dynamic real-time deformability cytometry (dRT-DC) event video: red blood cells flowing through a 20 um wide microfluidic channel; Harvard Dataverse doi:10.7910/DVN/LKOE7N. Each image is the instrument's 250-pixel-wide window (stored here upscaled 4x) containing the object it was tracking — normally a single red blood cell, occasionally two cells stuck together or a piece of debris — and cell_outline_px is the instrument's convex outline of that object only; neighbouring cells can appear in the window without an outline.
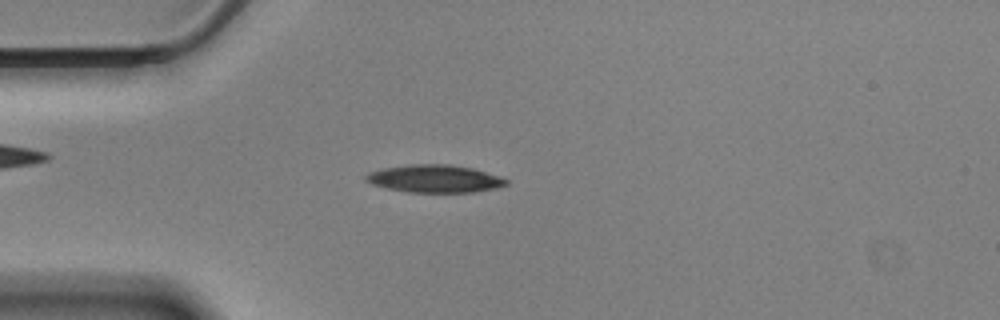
{"species": "Egyptian fruit bat (a non-hibernating species)", "species_latin": "Rousettus aegyptiacus", "temperature_condition": "cold", "stored_images_in_passage": 56, "camera_frame_rate_fps": 3000, "um_per_image_px": 0.085, "animal": {"sex": "male"}, "frame": {"image": 1, "passage_image": 14, "time_ms": 4.333, "image_size_px": [1000, 320], "cell_outline_px": [[508, 184], [496, 188], [472, 192], [408, 192], [388, 188], [372, 184], [364, 180], [364, 176], [368, 172], [384, 168], [412, 164], [452, 164], [472, 168], [500, 176], [508, 180]], "centroid_in_image_um": [36.95, 15.18], "position_along_channel_um": 48.1, "area_um2": 22.6}}
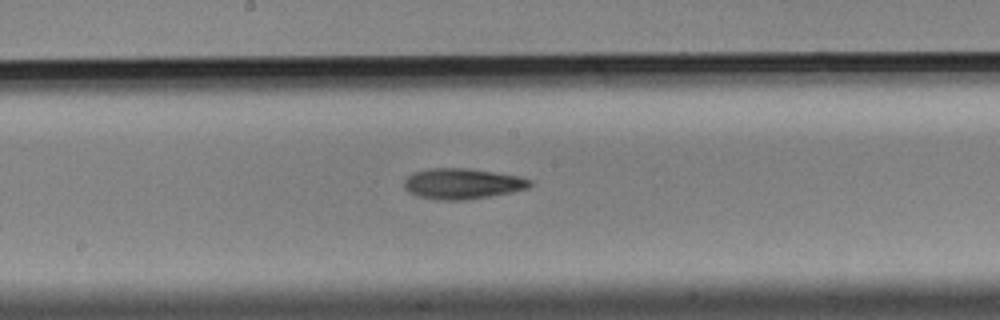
{"frame": {"image": 2, "passage_image": 29, "time_ms": 9.333, "image_size_px": [1000, 320], "cell_outline_px": [[532, 184], [528, 188], [512, 192], [464, 200], [436, 200], [416, 196], [408, 192], [404, 188], [404, 180], [412, 172], [428, 168], [468, 168], [520, 176], [532, 180]], "centroid_in_image_um": [39.27, 15.61], "position_along_channel_um": 208.9, "area_um2": 22.66}}
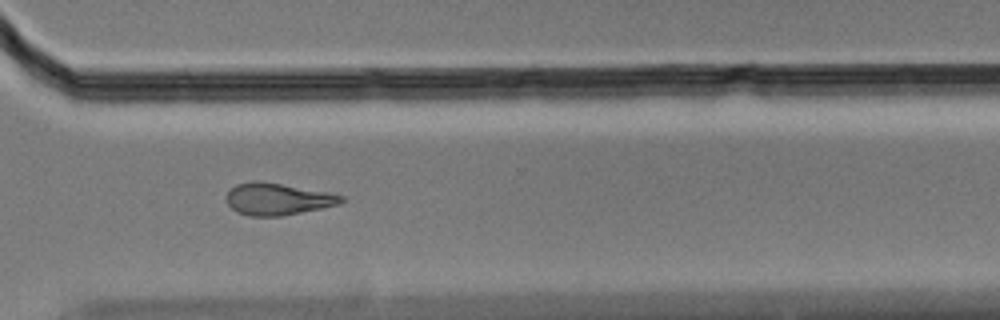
{"frame": {"image": 3, "passage_image": 41, "time_ms": 13.333, "image_size_px": [1000, 320], "cell_outline_px": [[344, 200], [340, 204], [284, 216], [248, 216], [236, 212], [228, 204], [224, 196], [236, 184], [252, 180], [256, 180], [328, 192], [344, 196]], "centroid_in_image_um": [23.57, 16.92], "position_along_channel_um": 347.0, "area_um2": 21.44}, "authors_computed_cell_mechanics": {"area_um2": 21.675, "velocity_mm_per_s": 3.4614, "shape_relaxation_time_tau1_ms": 5.5371, "shape_relaxation_time_tau2_ms": null, "deformation_change_tau1": 0.1574, "deformation_change_tau2": null}}